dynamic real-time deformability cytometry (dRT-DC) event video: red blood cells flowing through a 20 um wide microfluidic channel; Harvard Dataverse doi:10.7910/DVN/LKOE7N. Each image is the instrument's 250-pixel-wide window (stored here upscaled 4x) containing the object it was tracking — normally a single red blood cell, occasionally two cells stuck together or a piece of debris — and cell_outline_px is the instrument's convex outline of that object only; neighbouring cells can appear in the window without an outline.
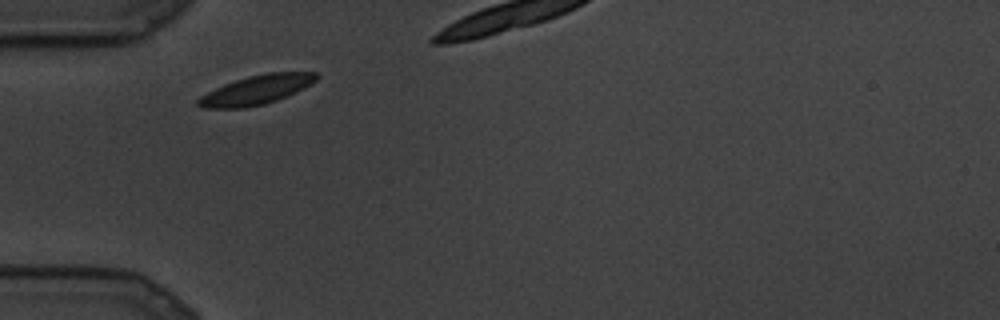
{"species": "common noctule bat (a hibernating species)", "species_latin": "Nyctalus noctula", "temperature_condition": "cold", "stored_images_in_passage": 5, "camera_frame_rate_fps": 3000, "um_per_image_px": 0.085, "animal": {"sex": "male", "body_mass_g": 19.5, "forearm_length_mm": 54.6}, "frame": {"image": 1, "passage_image": 1, "time_ms": 0.0, "image_size_px": [1000, 320], "cell_outline_px": [[320, 76], [316, 80], [276, 100], [264, 104], [244, 108], [204, 108], [196, 104], [196, 100], [200, 96], [224, 84], [248, 76], [268, 72], [316, 72]], "centroid_in_image_um": [21.74, 7.63], "position_along_channel_um": 63.3, "area_um2": 19.65}}
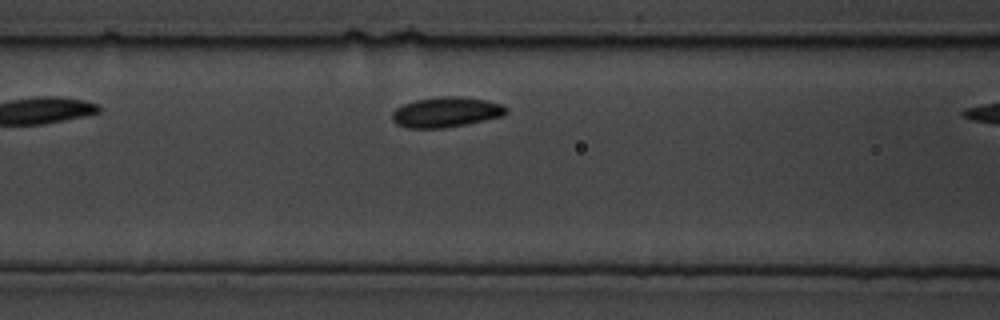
{"frame": {"image": 2, "passage_image": 4, "time_ms": 1.0, "image_size_px": [1000, 320], "cell_outline_px": [[508, 112], [500, 116], [484, 120], [444, 128], [408, 128], [396, 124], [392, 120], [392, 112], [396, 108], [404, 104], [416, 100], [440, 96], [460, 96], [488, 100], [500, 104], [508, 108]], "centroid_in_image_um": [37.9, 9.52], "position_along_channel_um": 128.7, "area_um2": 20.0}}